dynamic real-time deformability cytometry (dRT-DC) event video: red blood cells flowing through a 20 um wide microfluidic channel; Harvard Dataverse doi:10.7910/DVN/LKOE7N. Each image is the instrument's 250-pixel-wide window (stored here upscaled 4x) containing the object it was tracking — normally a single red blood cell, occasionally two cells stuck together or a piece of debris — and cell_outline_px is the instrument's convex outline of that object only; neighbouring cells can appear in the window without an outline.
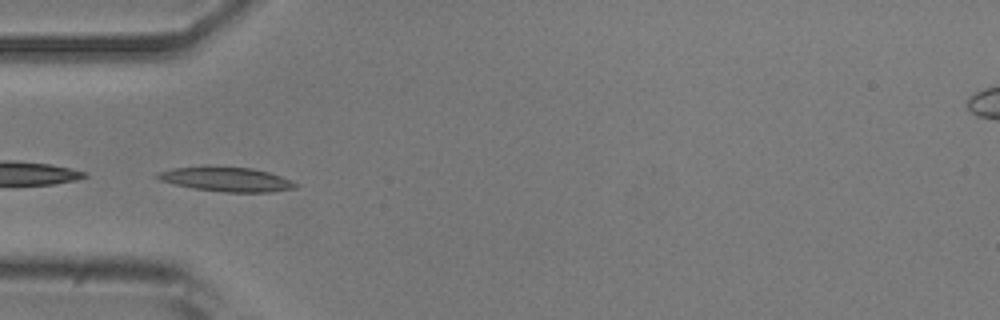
{"species": "common noctule bat (a hibernating species)", "species_latin": "Nyctalus noctula", "temperature_condition": "room temperature", "stored_images_in_passage": 15, "camera_frame_rate_fps": 3000, "um_per_image_px": 0.085, "animal": {"sex": "male", "body_mass_g": 20.5, "forearm_length_mm": 52.5}, "frame": {"image": 1, "passage_image": 7, "time_ms": 2.0, "image_size_px": [1000, 320], "cell_outline_px": [[300, 184], [296, 188], [272, 192], [224, 192], [192, 188], [160, 180], [156, 176], [160, 172], [172, 168], [204, 164], [208, 164], [252, 168], [268, 172], [292, 180]], "centroid_in_image_um": [19.26, 15.21], "position_along_channel_um": 65.7, "area_um2": 20.17}}
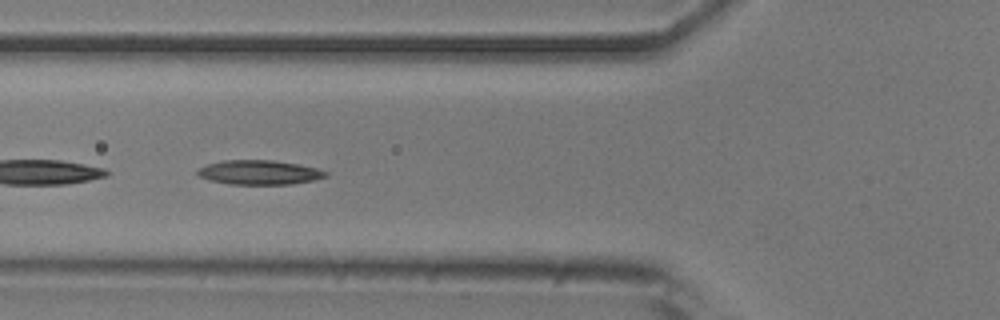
{"frame": {"image": 2, "passage_image": 10, "time_ms": 3.0, "image_size_px": [1000, 320], "cell_outline_px": [[328, 176], [312, 180], [292, 184], [228, 184], [208, 180], [200, 176], [196, 172], [200, 168], [208, 164], [224, 160], [272, 160], [300, 164], [316, 168], [328, 172]], "centroid_in_image_um": [22.05, 14.65], "position_along_channel_um": 103.8, "area_um2": 18.15}}